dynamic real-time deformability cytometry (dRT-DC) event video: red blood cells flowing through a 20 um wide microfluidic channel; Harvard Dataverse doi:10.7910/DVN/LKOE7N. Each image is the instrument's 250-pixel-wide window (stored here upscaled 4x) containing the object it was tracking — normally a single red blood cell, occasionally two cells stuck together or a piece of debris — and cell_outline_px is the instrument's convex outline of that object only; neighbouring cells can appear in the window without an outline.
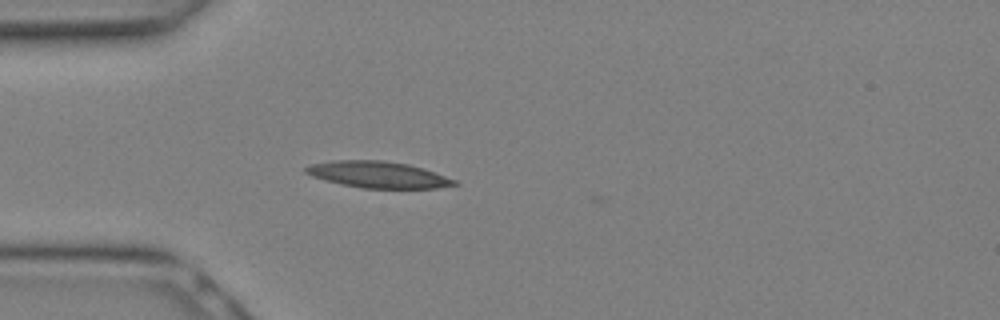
{"species": "Egyptian fruit bat (a non-hibernating species)", "species_latin": "Rousettus aegyptiacus", "temperature_condition": "warm", "stored_images_in_passage": 22, "camera_frame_rate_fps": 3000, "um_per_image_px": 0.085, "animal": {"sex": "female"}, "frame": {"image": 1, "passage_image": 2, "time_ms": 0.333, "image_size_px": [1000, 320], "cell_outline_px": [[460, 184], [436, 188], [360, 188], [340, 184], [324, 180], [312, 176], [304, 172], [304, 168], [308, 164], [332, 160], [384, 160], [408, 164], [424, 168], [456, 180]], "centroid_in_image_um": [32.1, 14.84], "position_along_channel_um": 52.9, "area_um2": 23.12}}
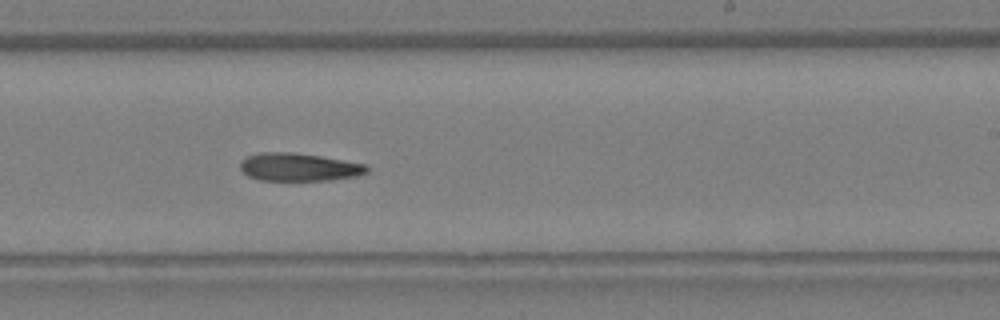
{"frame": {"image": 2, "passage_image": 11, "time_ms": 3.333, "image_size_px": [1000, 320], "cell_outline_px": [[368, 172], [356, 176], [328, 180], [260, 180], [248, 176], [240, 168], [240, 160], [244, 156], [260, 152], [292, 152], [320, 156], [368, 164]], "centroid_in_image_um": [25.38, 14.19], "position_along_channel_um": 263.6, "area_um2": 20.75}}
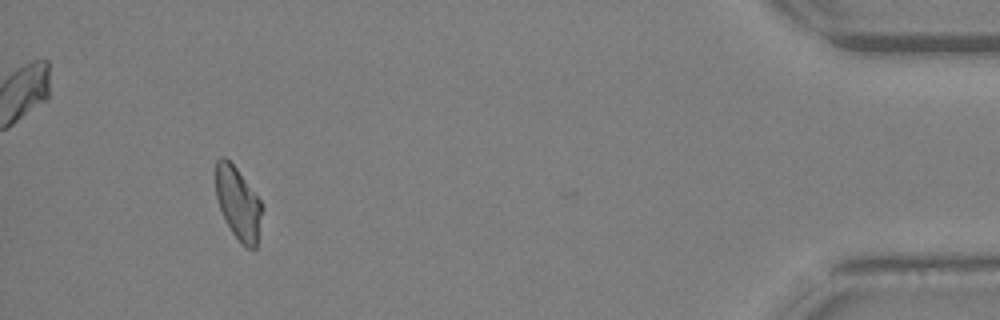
{"frame": {"image": 3, "passage_image": 20, "time_ms": 6.333, "image_size_px": [1000, 320], "cell_outline_px": [[264, 208], [256, 248], [248, 248], [240, 244], [232, 232], [220, 208], [216, 196], [216, 160], [220, 156], [224, 156], [236, 168], [260, 200]], "centroid_in_image_um": [20.26, 17.3], "position_along_channel_um": 414.9, "area_um2": 19.48}}